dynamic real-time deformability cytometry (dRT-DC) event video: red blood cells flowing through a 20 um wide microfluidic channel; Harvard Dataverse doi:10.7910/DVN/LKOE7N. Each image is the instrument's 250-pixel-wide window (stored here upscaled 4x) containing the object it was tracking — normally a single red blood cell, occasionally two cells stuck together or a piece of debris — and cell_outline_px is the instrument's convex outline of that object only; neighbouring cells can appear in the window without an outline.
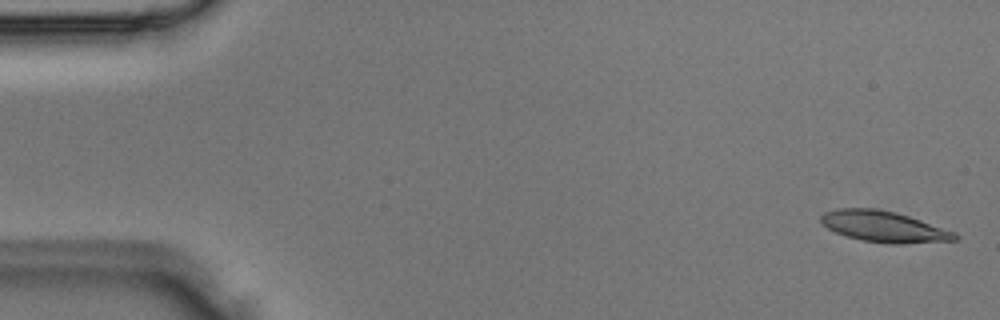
{"species": "Egyptian fruit bat (a non-hibernating species)", "species_latin": "Rousettus aegyptiacus", "temperature_condition": "room temperature", "stored_images_in_passage": 6, "camera_frame_rate_fps": 3000, "um_per_image_px": 0.085, "animal": {"sex": "male"}, "frame": {"image": 1, "passage_image": 1, "time_ms": 0.0, "image_size_px": [1000, 320], "cell_outline_px": [[960, 236], [956, 240], [900, 244], [892, 244], [860, 240], [836, 232], [828, 228], [820, 220], [820, 216], [824, 212], [836, 208], [876, 208], [896, 212], [956, 232]], "centroid_in_image_um": [75.13, 19.26], "position_along_channel_um": 9.9, "area_um2": 24.16}}
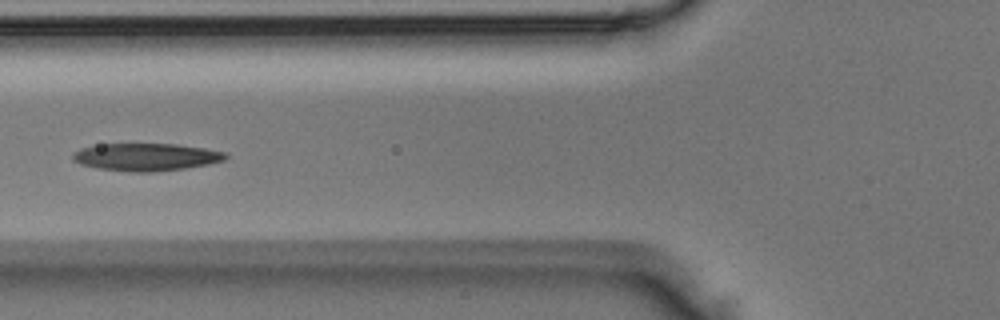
{"frame": {"image": 2, "passage_image": 6, "time_ms": 1.667, "image_size_px": [1000, 320], "cell_outline_px": [[228, 156], [224, 160], [208, 164], [184, 168], [152, 172], [132, 172], [96, 168], [80, 164], [72, 160], [72, 152], [80, 148], [100, 144], [176, 144], [204, 148], [228, 152]], "centroid_in_image_um": [12.39, 13.34], "position_along_channel_um": 113.4, "area_um2": 24.62}}